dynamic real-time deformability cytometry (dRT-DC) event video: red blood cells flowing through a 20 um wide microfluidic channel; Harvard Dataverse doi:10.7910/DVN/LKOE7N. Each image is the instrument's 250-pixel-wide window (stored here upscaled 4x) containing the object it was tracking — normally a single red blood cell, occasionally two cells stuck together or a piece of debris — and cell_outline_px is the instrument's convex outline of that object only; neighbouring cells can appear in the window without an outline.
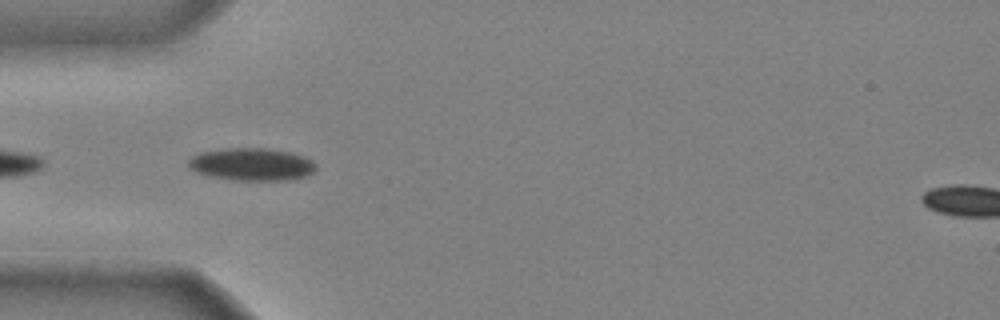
{"species": "common noctule bat (a hibernating species)", "species_latin": "Nyctalus noctula", "temperature_condition": "cold", "stored_images_in_passage": 35, "camera_frame_rate_fps": 3000, "um_per_image_px": 0.085, "animal": {"sex": "male", "body_mass_g": 20.4}, "frame": {"image": 1, "passage_image": 2, "time_ms": 0.333, "image_size_px": [1000, 320], "cell_outline_px": [[316, 168], [308, 176], [292, 180], [232, 180], [208, 176], [196, 172], [188, 164], [188, 160], [192, 156], [200, 152], [228, 148], [268, 148], [288, 152], [304, 156], [312, 160], [316, 164]], "centroid_in_image_um": [21.41, 13.97], "position_along_channel_um": 63.6, "area_um2": 24.33}}
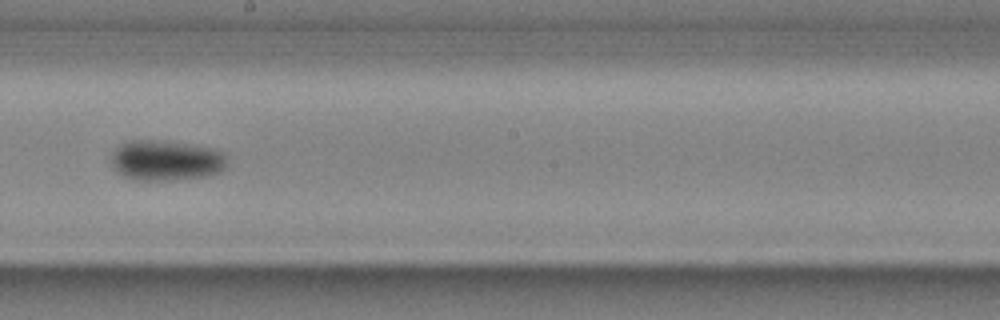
{"frame": {"image": 2, "passage_image": 15, "time_ms": 4.667, "image_size_px": [1000, 320], "cell_outline_px": [[228, 168], [220, 172], [208, 176], [168, 180], [132, 180], [116, 172], [112, 164], [112, 152], [120, 144], [128, 140], [160, 140], [208, 148], [220, 152], [224, 156]], "centroid_in_image_um": [14.07, 13.65], "position_along_channel_um": 234.1, "area_um2": 27.17}}
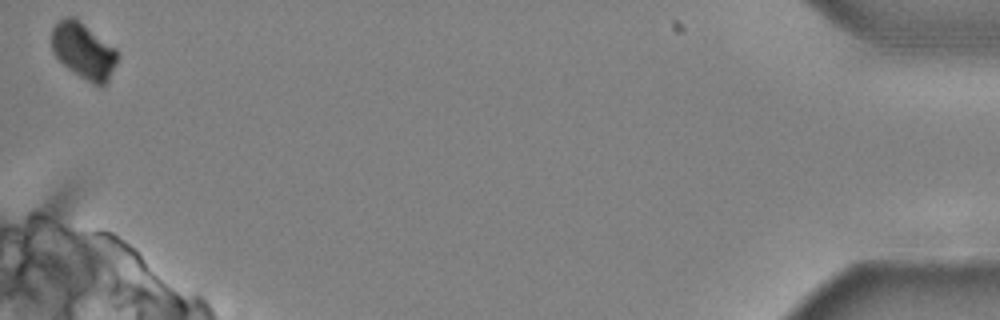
{"frame": {"image": 3, "passage_image": 35, "time_ms": 11.333, "image_size_px": [1000, 320], "cell_outline_px": [[116, 60], [108, 80], [100, 88], [92, 84], [68, 68], [52, 52], [52, 28], [56, 20], [64, 16], [72, 16], [116, 48]], "centroid_in_image_um": [7.06, 4.3], "position_along_channel_um": 428.1, "area_um2": 21.15}, "authors_computed_cell_mechanics": {"area_um2": 24.7384, "velocity_mm_per_s": 3.9562, "shape_relaxation_time_tau1_ms": 2.3462, "shape_relaxation_time_tau2_ms": null, "deformation_change_tau1": 0.1133, "deformation_change_tau2": null}}